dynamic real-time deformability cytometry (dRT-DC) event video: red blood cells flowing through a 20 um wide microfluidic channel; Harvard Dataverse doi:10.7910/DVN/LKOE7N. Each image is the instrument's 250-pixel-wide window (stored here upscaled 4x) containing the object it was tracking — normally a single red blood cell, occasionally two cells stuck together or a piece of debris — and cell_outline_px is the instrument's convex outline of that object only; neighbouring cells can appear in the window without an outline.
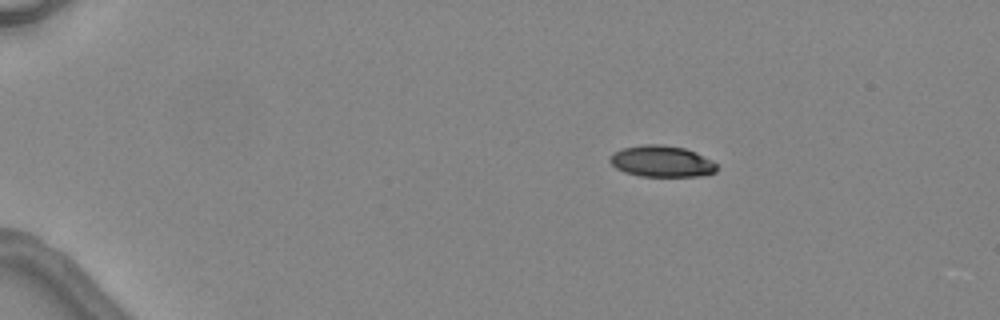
{"species": "common noctule bat (a hibernating species)", "species_latin": "Nyctalus noctula", "temperature_condition": "warm", "stored_images_in_passage": 3, "camera_frame_rate_fps": 3000, "um_per_image_px": 0.085, "animal": {"sex": "female", "body_mass_g": 24.6, "forearm_length_mm": 56.2}, "frame": {"image": 1, "passage_image": 1, "time_ms": 0.0, "image_size_px": [1000, 320], "cell_outline_px": [[716, 172], [700, 176], [640, 176], [624, 172], [616, 168], [608, 160], [612, 152], [624, 148], [644, 144], [660, 144], [684, 148], [696, 152], [712, 160], [716, 164]], "centroid_in_image_um": [56.23, 13.71], "position_along_channel_um": 28.8, "area_um2": 19.54}}